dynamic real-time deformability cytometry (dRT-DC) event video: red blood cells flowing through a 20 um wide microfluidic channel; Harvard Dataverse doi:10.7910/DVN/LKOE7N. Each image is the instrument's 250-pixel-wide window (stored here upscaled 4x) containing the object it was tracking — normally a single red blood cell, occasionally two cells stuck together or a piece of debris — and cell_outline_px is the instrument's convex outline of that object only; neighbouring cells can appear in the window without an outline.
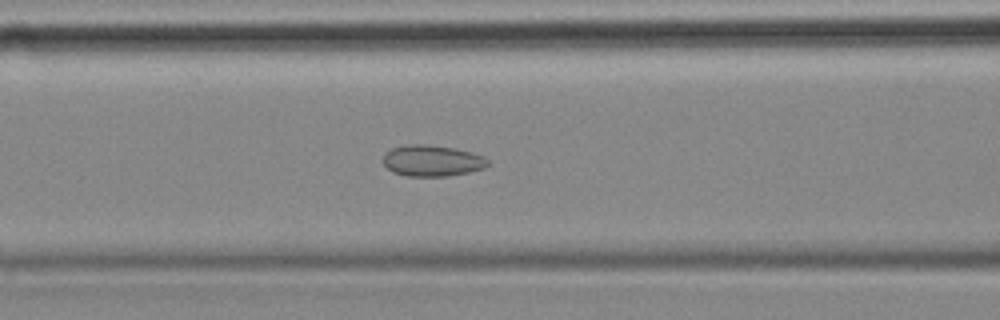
{"species": "common noctule bat (a hibernating species)", "species_latin": "Nyctalus noctula", "temperature_condition": "cold", "stored_images_in_passage": 57, "camera_frame_rate_fps": 3000, "um_per_image_px": 0.085, "animal": {"sex": "female", "body_mass_g": 18.4}, "frame": {"image": 1, "passage_image": 23, "time_ms": 7.333, "image_size_px": [1000, 320], "cell_outline_px": [[488, 164], [484, 168], [468, 172], [444, 176], [408, 176], [392, 172], [384, 164], [384, 152], [392, 148], [404, 144], [428, 144], [456, 148], [472, 152], [484, 156], [488, 160]], "centroid_in_image_um": [36.72, 13.64], "position_along_channel_um": 129.9, "area_um2": 19.13}}
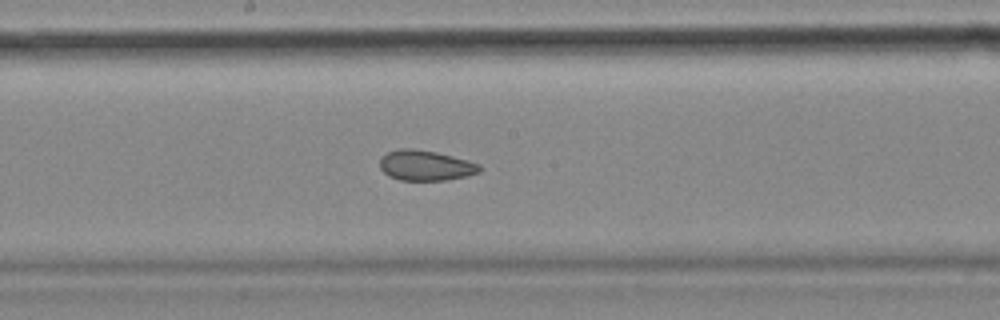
{"frame": {"image": 2, "passage_image": 30, "time_ms": 9.667, "image_size_px": [1000, 320], "cell_outline_px": [[480, 172], [468, 176], [444, 180], [400, 180], [388, 176], [380, 168], [380, 160], [388, 152], [400, 148], [412, 148], [436, 152], [468, 160], [480, 164]], "centroid_in_image_um": [36.18, 14.06], "position_along_channel_um": 212.0, "area_um2": 17.57}}
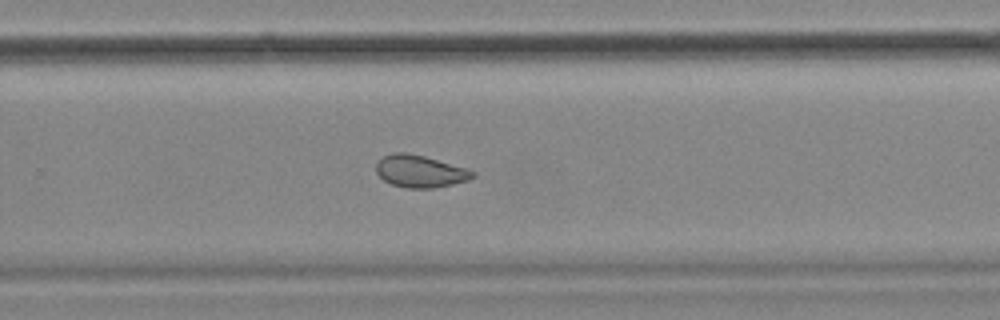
{"frame": {"image": 3, "passage_image": 37, "time_ms": 12.0, "image_size_px": [1000, 320], "cell_outline_px": [[476, 176], [468, 180], [452, 184], [432, 188], [408, 188], [392, 184], [384, 180], [376, 172], [376, 164], [384, 156], [392, 152], [404, 152], [424, 156], [468, 168], [476, 172]], "centroid_in_image_um": [35.73, 14.55], "position_along_channel_um": 294.1, "area_um2": 18.09}, "authors_computed_cell_mechanics": {"area_um2": 19.941, "velocity_mm_per_s": 3.5295, "shape_relaxation_time_tau1_ms": null, "shape_relaxation_time_tau2_ms": 2.577, "deformation_change_tau1": null, "deformation_change_tau2": 0.079}}